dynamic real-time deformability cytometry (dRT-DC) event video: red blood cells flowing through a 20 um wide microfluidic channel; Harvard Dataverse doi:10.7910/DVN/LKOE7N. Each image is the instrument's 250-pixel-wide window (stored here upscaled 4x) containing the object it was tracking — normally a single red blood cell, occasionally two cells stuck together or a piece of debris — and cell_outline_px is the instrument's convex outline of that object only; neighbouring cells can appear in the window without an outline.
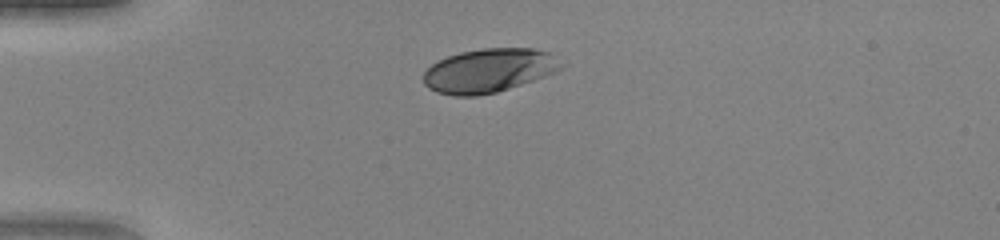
{"species": "human", "species_latin": "Homo sapiens", "temperature_condition": "warm", "stored_images_in_passage": 32, "camera_frame_rate_fps": 3000, "um_per_image_px": 0.085, "donor": {"sex": "female"}, "frame": {"image": 1, "passage_image": 1, "time_ms": 0.0, "image_size_px": [1000, 240], "cell_outline_px": [[568, 64], [564, 68], [556, 72], [496, 92], [476, 96], [452, 96], [436, 92], [428, 88], [424, 84], [424, 72], [436, 60], [460, 52], [484, 48], [532, 48], [548, 52]], "centroid_in_image_um": [41.57, 5.99], "position_along_channel_um": 43.4, "area_um2": 35.37}}
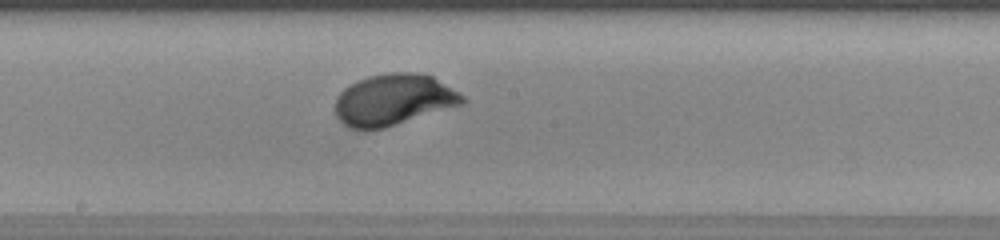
{"frame": {"image": 2, "passage_image": 16, "time_ms": 5.0, "image_size_px": [1000, 240], "cell_outline_px": [[468, 100], [464, 104], [384, 128], [352, 128], [344, 124], [336, 116], [336, 96], [344, 88], [368, 76], [388, 72], [420, 72], [432, 76], [464, 96]], "centroid_in_image_um": [33.48, 8.46], "position_along_channel_um": 214.7, "area_um2": 37.8}}
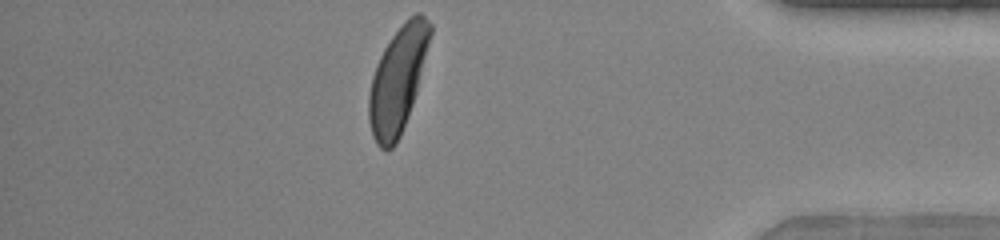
{"frame": {"image": 3, "passage_image": 32, "time_ms": 10.333, "image_size_px": [1000, 240], "cell_outline_px": [[432, 32], [416, 92], [408, 116], [400, 136], [396, 144], [388, 152], [384, 152], [376, 144], [372, 136], [368, 120], [368, 96], [372, 76], [376, 64], [384, 48], [392, 36], [404, 20], [416, 12], [420, 12], [432, 24]], "centroid_in_image_um": [33.79, 6.81], "position_along_channel_um": 401.4, "area_um2": 37.86}, "authors_computed_cell_mechanics": {"area_um2": 36.5007, "velocity_mm_per_s": 4.0921, "shape_relaxation_time_tau1_ms": 1.511, "shape_relaxation_time_tau2_ms": null, "deformation_change_tau1": 0.153, "deformation_change_tau2": null}}